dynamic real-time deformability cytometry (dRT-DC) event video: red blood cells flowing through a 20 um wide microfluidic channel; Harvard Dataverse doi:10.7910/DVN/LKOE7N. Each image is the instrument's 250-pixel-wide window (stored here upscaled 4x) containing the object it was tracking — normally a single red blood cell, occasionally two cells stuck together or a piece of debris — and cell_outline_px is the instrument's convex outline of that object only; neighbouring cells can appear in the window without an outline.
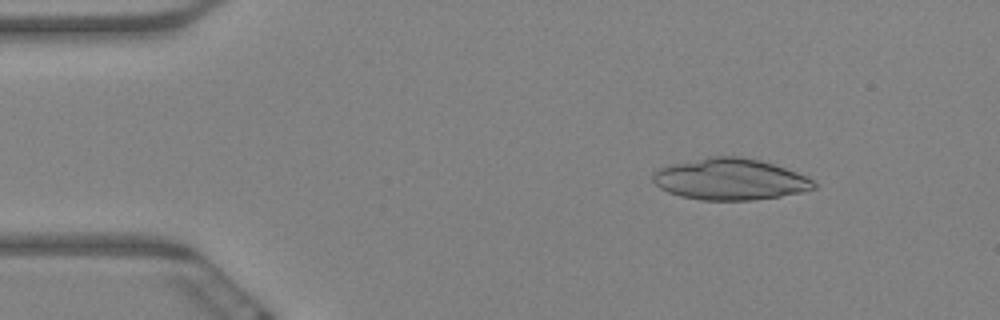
{"species": "Egyptian fruit bat (a non-hibernating species)", "species_latin": "Rousettus aegyptiacus", "temperature_condition": "warm", "stored_images_in_passage": 61, "camera_frame_rate_fps": 3000, "um_per_image_px": 0.085, "animal": {"sex": "female"}, "frame": {"image": 1, "passage_image": 8, "time_ms": 2.333, "image_size_px": [1000, 320], "cell_outline_px": [[816, 188], [800, 192], [780, 196], [752, 200], [700, 200], [680, 196], [668, 192], [660, 188], [652, 180], [652, 172], [660, 168], [672, 164], [708, 156], [740, 156], [760, 160], [796, 172], [812, 180], [816, 184]], "centroid_in_image_um": [62.02, 15.23], "position_along_channel_um": 23.0, "area_um2": 38.73}}